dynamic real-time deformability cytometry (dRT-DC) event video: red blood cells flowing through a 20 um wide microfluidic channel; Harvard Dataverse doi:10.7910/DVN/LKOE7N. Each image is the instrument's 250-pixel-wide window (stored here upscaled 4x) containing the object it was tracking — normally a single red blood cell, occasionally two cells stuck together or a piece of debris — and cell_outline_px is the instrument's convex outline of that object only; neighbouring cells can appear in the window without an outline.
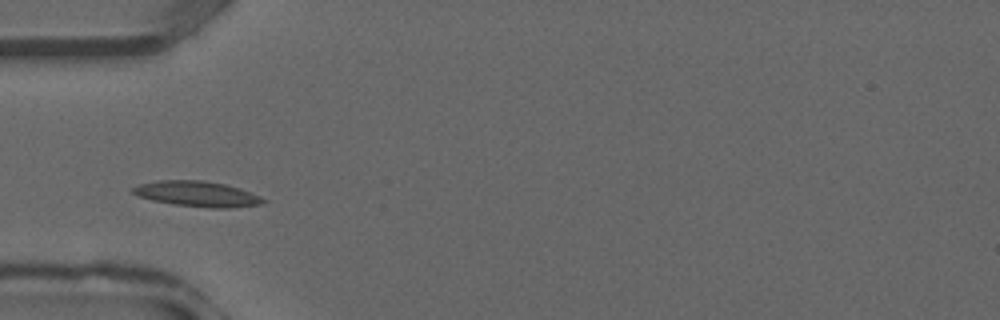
{"species": "common noctule bat (a hibernating species)", "species_latin": "Nyctalus noctula", "temperature_condition": "warm", "stored_images_in_passage": 30, "camera_frame_rate_fps": 3000, "um_per_image_px": 0.085, "animal": {"sex": "male", "forearm_length_mm": 52.5}, "frame": {"image": 1, "passage_image": 5, "time_ms": 1.333, "image_size_px": [1000, 320], "cell_outline_px": [[268, 200], [264, 204], [232, 208], [212, 208], [176, 204], [152, 200], [136, 196], [132, 192], [132, 188], [140, 184], [156, 180], [200, 180], [224, 184], [240, 188], [260, 196]], "centroid_in_image_um": [16.79, 16.48], "position_along_channel_um": 68.2, "area_um2": 19.36}}
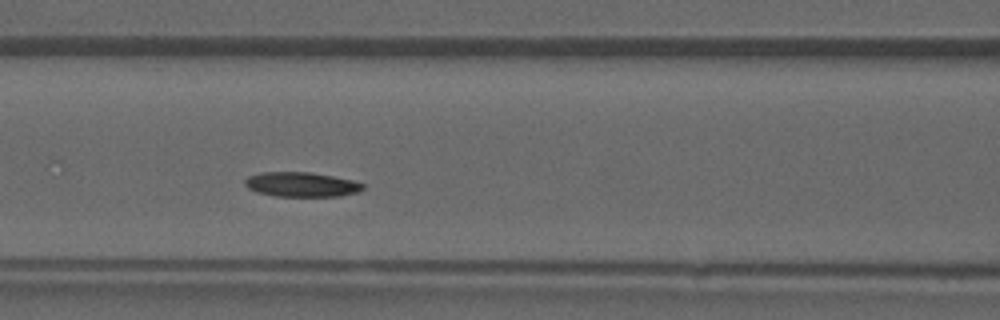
{"frame": {"image": 2, "passage_image": 9, "time_ms": 2.667, "image_size_px": [1000, 320], "cell_outline_px": [[364, 188], [360, 192], [340, 196], [276, 196], [256, 192], [248, 188], [244, 184], [244, 180], [248, 176], [260, 172], [308, 172], [332, 176], [352, 180], [364, 184]], "centroid_in_image_um": [25.61, 15.68], "position_along_channel_um": 141.0, "area_um2": 16.99}}
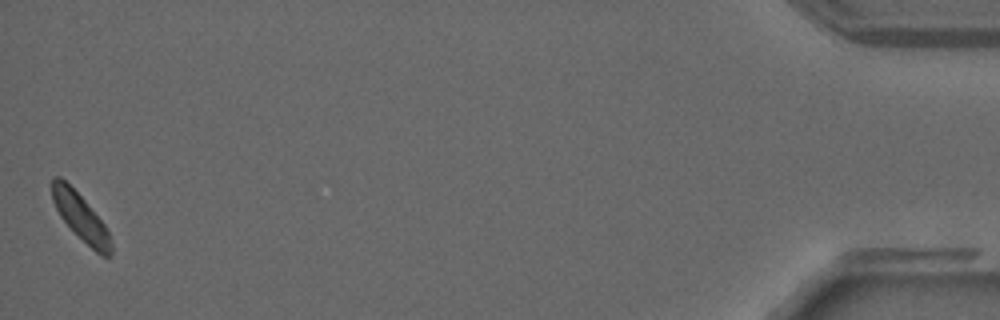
{"frame": {"image": 3, "passage_image": 30, "time_ms": 9.667, "image_size_px": [1000, 320], "cell_outline_px": [[112, 256], [100, 256], [60, 216], [52, 200], [52, 176], [60, 176], [84, 200], [104, 224], [108, 232], [112, 244]], "centroid_in_image_um": [6.86, 18.45], "position_along_channel_um": 428.3, "area_um2": 15.55}}